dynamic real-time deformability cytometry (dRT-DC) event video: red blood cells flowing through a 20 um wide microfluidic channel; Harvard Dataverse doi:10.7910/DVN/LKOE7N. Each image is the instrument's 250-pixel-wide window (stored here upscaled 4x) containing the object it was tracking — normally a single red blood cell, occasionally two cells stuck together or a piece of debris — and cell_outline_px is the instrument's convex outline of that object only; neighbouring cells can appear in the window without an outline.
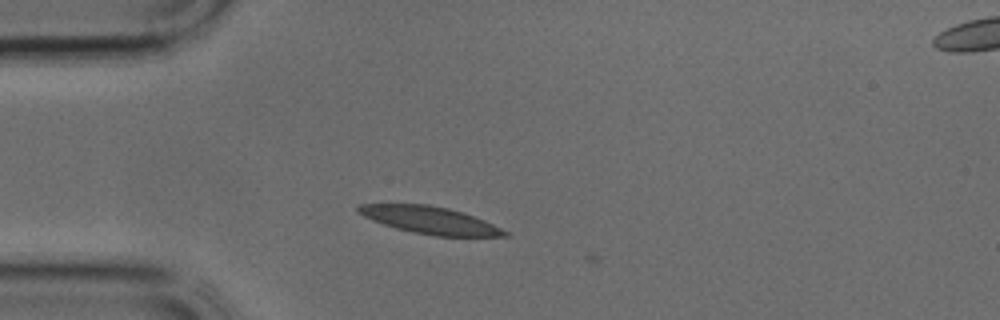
{"species": "common noctule bat (a hibernating species)", "species_latin": "Nyctalus noctula", "temperature_condition": "cold", "stored_images_in_passage": 4, "camera_frame_rate_fps": 3000, "um_per_image_px": 0.085, "animal": {"sex": "male", "body_mass_g": 17.9, "forearm_length_mm": 54.2}, "frame": {"image": 1, "passage_image": 3, "time_ms": 0.667, "image_size_px": [1000, 320], "cell_outline_px": [[512, 232], [508, 236], [436, 236], [412, 232], [396, 228], [372, 220], [356, 212], [356, 208], [360, 204], [428, 204], [448, 208], [464, 212], [484, 220]], "centroid_in_image_um": [36.59, 18.71], "position_along_channel_um": 48.4, "area_um2": 23.35}}